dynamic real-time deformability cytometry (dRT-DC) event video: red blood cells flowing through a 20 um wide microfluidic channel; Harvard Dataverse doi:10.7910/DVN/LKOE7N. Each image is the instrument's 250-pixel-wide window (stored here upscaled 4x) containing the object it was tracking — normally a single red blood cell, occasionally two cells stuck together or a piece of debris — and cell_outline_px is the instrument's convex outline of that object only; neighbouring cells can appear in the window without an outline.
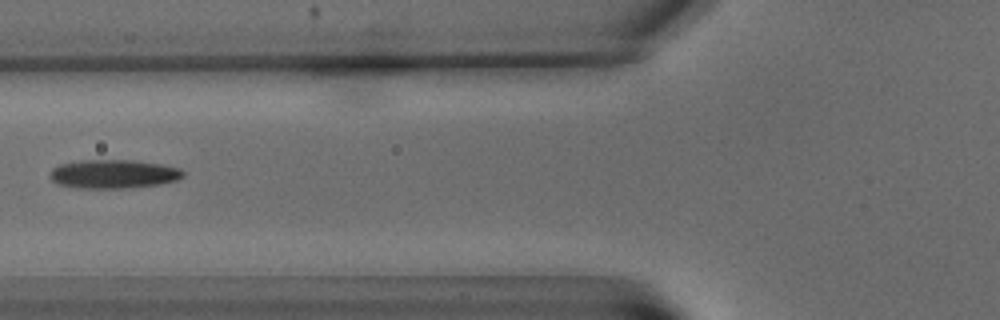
{"species": "common noctule bat (a hibernating species)", "species_latin": "Nyctalus noctula", "temperature_condition": "warm", "stored_images_in_passage": 10, "camera_frame_rate_fps": 3000, "um_per_image_px": 0.085, "animal": {"sex": "male", "body_mass_g": 15.6}, "frame": {"image": 1, "passage_image": 7, "time_ms": 8.667, "image_size_px": [1000, 320], "cell_outline_px": [[184, 176], [176, 180], [160, 184], [124, 188], [80, 188], [56, 184], [52, 180], [52, 168], [60, 164], [80, 160], [132, 160], [160, 164], [180, 168], [184, 172]], "centroid_in_image_um": [9.65, 14.79], "position_along_channel_um": 116.1, "area_um2": 22.2}}